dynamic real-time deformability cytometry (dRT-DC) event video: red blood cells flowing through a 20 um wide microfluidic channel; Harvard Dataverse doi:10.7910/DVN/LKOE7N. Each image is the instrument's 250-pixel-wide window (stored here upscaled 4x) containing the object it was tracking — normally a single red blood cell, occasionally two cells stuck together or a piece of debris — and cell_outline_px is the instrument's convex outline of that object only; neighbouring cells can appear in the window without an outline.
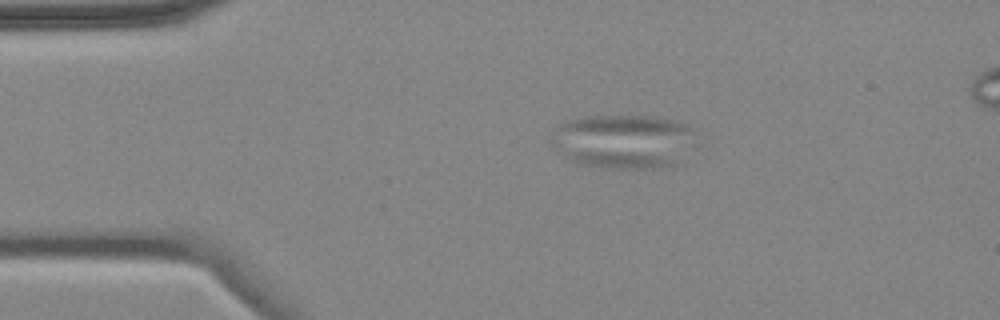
{"species": "common noctule bat (a hibernating species)", "species_latin": "Nyctalus noctula", "temperature_condition": "cold", "stored_images_in_passage": 4, "camera_frame_rate_fps": 3000, "um_per_image_px": 0.085, "animal": {"sex": "female", "body_mass_g": 18.4}, "frame": {"image": 1, "passage_image": 2, "time_ms": 2.333, "image_size_px": [1000, 320], "cell_outline_px": [[688, 132], [672, 164], [648, 168], [628, 168], [580, 164], [552, 148], [552, 140], [556, 124], [568, 120], [588, 116], [656, 116], [688, 124]], "centroid_in_image_um": [52.73, 11.96], "position_along_channel_um": 32.3, "area_um2": 43.12}}